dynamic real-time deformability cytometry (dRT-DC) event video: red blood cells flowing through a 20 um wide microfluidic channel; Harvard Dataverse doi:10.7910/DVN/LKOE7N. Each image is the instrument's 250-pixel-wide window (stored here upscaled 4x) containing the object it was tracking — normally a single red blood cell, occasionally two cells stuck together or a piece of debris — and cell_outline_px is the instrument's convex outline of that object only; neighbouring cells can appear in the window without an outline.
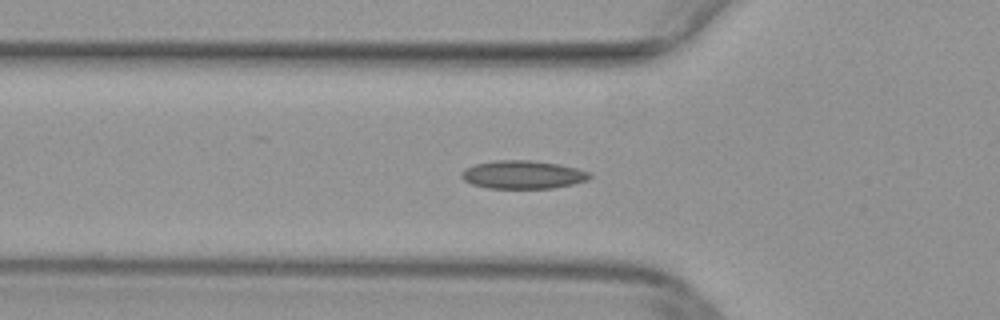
{"species": "common noctule bat (a hibernating species)", "species_latin": "Nyctalus noctula", "temperature_condition": "warm", "stored_images_in_passage": 38, "camera_frame_rate_fps": 3000, "um_per_image_px": 0.085, "animal": {"sex": "female", "body_mass_g": 29.2, "forearm_length_mm": 56.3}, "frame": {"image": 1, "passage_image": 10, "time_ms": 3.0, "image_size_px": [1000, 320], "cell_outline_px": [[592, 176], [588, 180], [572, 184], [552, 188], [488, 188], [472, 184], [464, 180], [460, 176], [460, 172], [464, 168], [476, 164], [496, 160], [532, 160], [560, 164], [576, 168], [588, 172]], "centroid_in_image_um": [44.42, 14.84], "position_along_channel_um": 81.4, "area_um2": 21.1}}
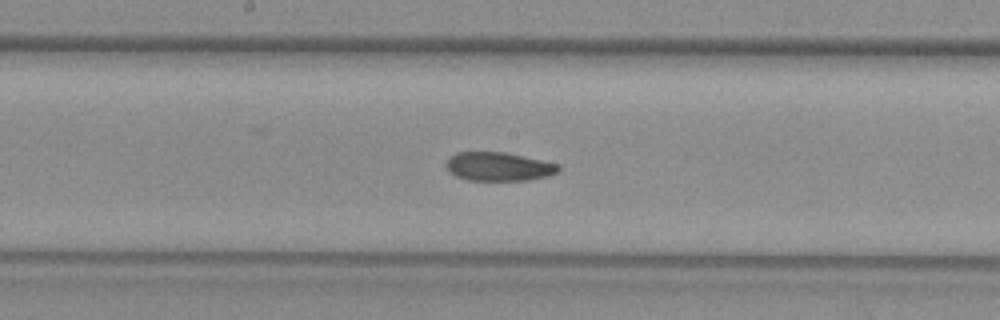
{"frame": {"image": 2, "passage_image": 19, "time_ms": 6.0, "image_size_px": [1000, 320], "cell_outline_px": [[560, 172], [548, 176], [528, 180], [468, 180], [456, 176], [448, 172], [448, 156], [456, 152], [504, 152], [560, 164]], "centroid_in_image_um": [42.41, 14.16], "position_along_channel_um": 205.8, "area_um2": 18.79}}
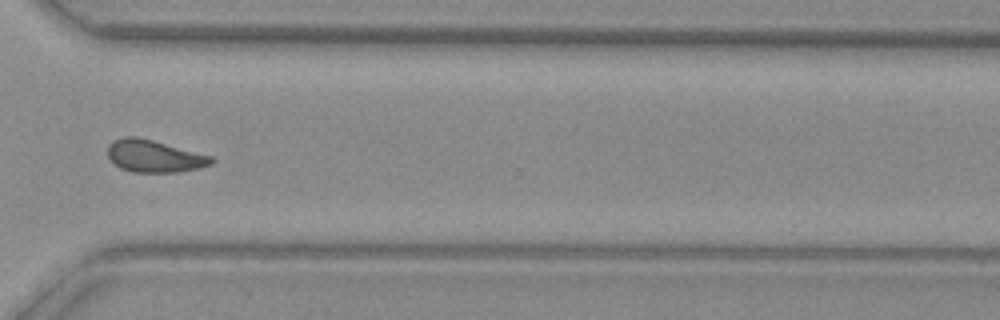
{"frame": {"image": 3, "passage_image": 30, "time_ms": 9.667, "image_size_px": [1000, 320], "cell_outline_px": [[216, 160], [212, 164], [200, 168], [180, 172], [132, 172], [120, 168], [108, 156], [108, 144], [112, 140], [124, 136], [136, 136], [152, 140], [212, 156]], "centroid_in_image_um": [13.12, 13.27], "position_along_channel_um": 357.5, "area_um2": 19.54}}